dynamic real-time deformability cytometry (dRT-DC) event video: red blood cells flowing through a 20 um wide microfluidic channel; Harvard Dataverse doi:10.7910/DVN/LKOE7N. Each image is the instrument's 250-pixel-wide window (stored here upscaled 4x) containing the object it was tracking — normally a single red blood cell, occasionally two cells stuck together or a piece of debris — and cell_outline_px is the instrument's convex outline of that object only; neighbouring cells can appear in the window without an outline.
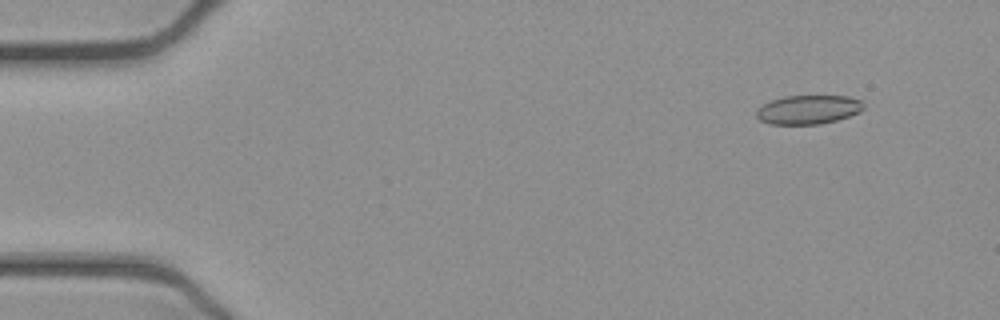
{"species": "common noctule bat (a hibernating species)", "species_latin": "Nyctalus noctula", "temperature_condition": "cold", "stored_images_in_passage": 13, "camera_frame_rate_fps": 3000, "um_per_image_px": 0.085, "animal": {"sex": "female", "body_mass_g": 21.9}, "frame": {"image": 1, "passage_image": 5, "time_ms": 1.333, "image_size_px": [1000, 320], "cell_outline_px": [[864, 108], [860, 112], [836, 120], [820, 124], [768, 124], [760, 120], [756, 116], [756, 108], [772, 100], [784, 96], [848, 96], [864, 100]], "centroid_in_image_um": [68.72, 9.31], "position_along_channel_um": 16.3, "area_um2": 18.21}}